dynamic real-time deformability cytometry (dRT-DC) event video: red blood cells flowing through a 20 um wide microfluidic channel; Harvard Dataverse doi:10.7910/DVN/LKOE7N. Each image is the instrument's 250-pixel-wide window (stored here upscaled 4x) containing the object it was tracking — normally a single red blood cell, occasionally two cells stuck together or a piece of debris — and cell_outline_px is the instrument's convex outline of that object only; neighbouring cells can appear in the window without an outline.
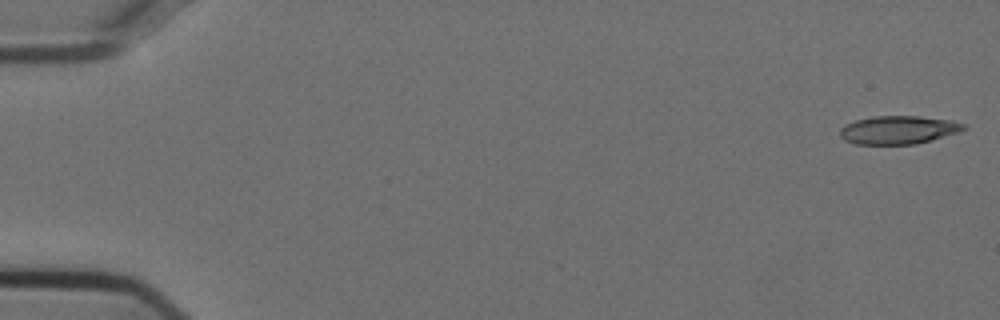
{"species": "Egyptian fruit bat (a non-hibernating species)", "species_latin": "Rousettus aegyptiacus", "temperature_condition": "cold", "stored_images_in_passage": 54, "camera_frame_rate_fps": 3000, "um_per_image_px": 0.085, "animal": {"sex": "female"}, "frame": {"image": 1, "passage_image": 1, "time_ms": 0.0, "image_size_px": [1000, 320], "cell_outline_px": [[968, 128], [960, 132], [932, 140], [916, 144], [856, 144], [844, 140], [840, 136], [840, 128], [844, 124], [856, 120], [872, 116], [920, 116], [952, 120], [964, 124]], "centroid_in_image_um": [76.37, 11.04], "position_along_channel_um": 8.6, "area_um2": 20.58}}
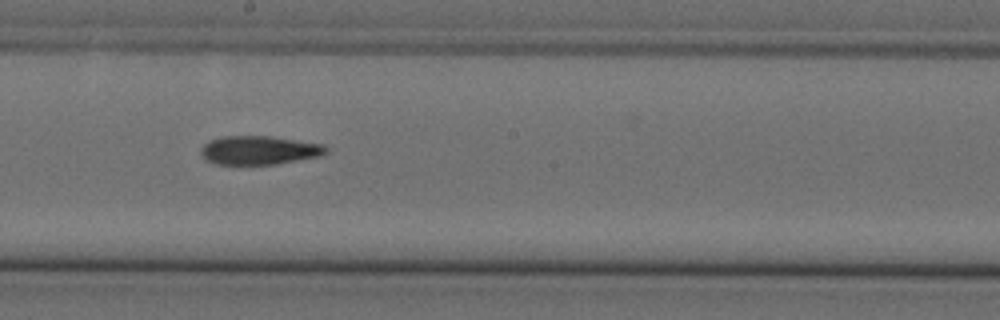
{"frame": {"image": 2, "passage_image": 30, "time_ms": 9.667, "image_size_px": [1000, 320], "cell_outline_px": [[328, 152], [320, 156], [276, 164], [216, 164], [200, 156], [200, 148], [208, 140], [224, 136], [272, 136], [324, 144], [328, 148]], "centroid_in_image_um": [22.03, 12.76], "position_along_channel_um": 226.2, "area_um2": 21.1}}
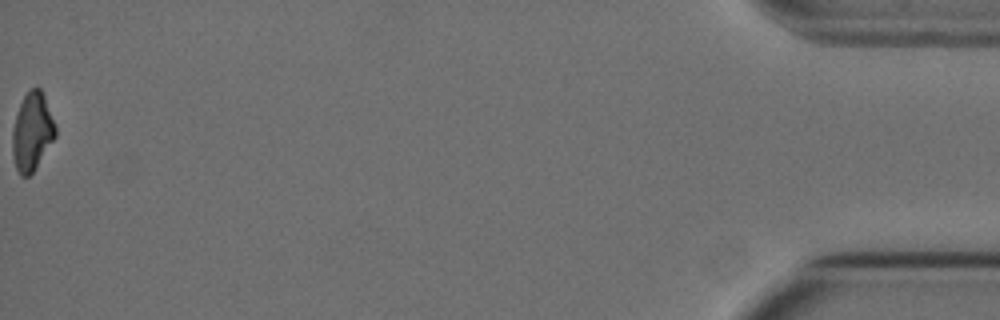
{"frame": {"image": 3, "passage_image": 54, "time_ms": 17.667, "image_size_px": [1000, 320], "cell_outline_px": [[56, 136], [32, 172], [28, 176], [20, 176], [16, 168], [12, 156], [12, 128], [20, 104], [28, 88], [40, 88], [44, 96], [56, 128]], "centroid_in_image_um": [2.7, 11.19], "position_along_channel_um": 432.5, "area_um2": 19.31}}